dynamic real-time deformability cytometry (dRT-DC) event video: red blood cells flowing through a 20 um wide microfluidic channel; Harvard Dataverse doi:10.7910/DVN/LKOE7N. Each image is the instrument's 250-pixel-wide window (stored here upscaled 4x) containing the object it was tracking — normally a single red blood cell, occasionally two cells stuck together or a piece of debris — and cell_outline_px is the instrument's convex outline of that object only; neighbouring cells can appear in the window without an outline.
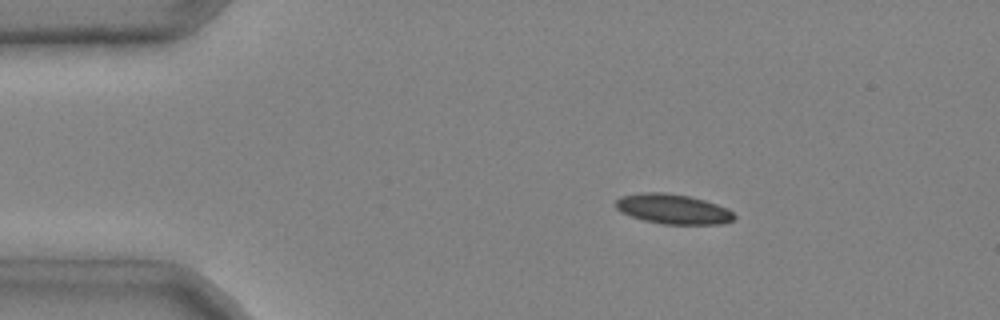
{"species": "common noctule bat (a hibernating species)", "species_latin": "Nyctalus noctula", "temperature_condition": "cold", "stored_images_in_passage": 4, "camera_frame_rate_fps": 3000, "um_per_image_px": 0.085, "animal": {"sex": "male", "body_mass_g": 20.4}, "frame": {"image": 1, "passage_image": 2, "time_ms": 0.333, "image_size_px": [1000, 320], "cell_outline_px": [[736, 216], [732, 220], [720, 224], [664, 224], [644, 220], [620, 212], [616, 208], [616, 200], [620, 196], [644, 192], [664, 192], [688, 196], [704, 200], [728, 208]], "centroid_in_image_um": [57.19, 17.76], "position_along_channel_um": 27.8, "area_um2": 20.52}}
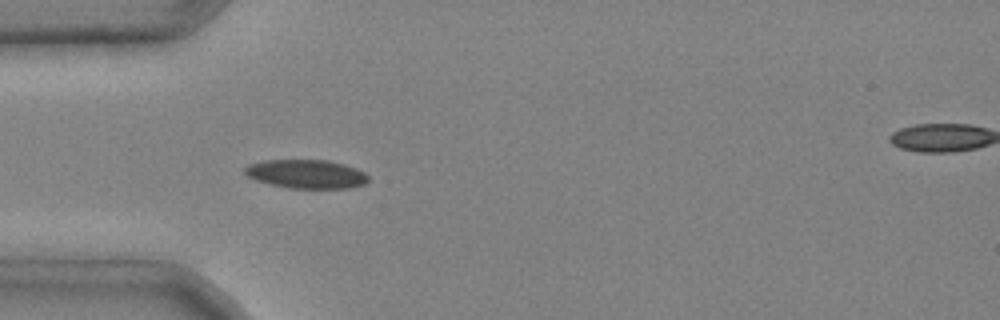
{"frame": {"image": 2, "passage_image": 3, "time_ms": 0.667, "image_size_px": [1000, 320], "cell_outline_px": [[368, 180], [364, 184], [348, 188], [288, 188], [256, 180], [248, 176], [244, 172], [244, 168], [248, 164], [264, 160], [328, 160], [344, 164], [356, 168], [364, 172], [368, 176]], "centroid_in_image_um": [26.03, 14.78], "position_along_channel_um": 59.0, "area_um2": 20.63}}